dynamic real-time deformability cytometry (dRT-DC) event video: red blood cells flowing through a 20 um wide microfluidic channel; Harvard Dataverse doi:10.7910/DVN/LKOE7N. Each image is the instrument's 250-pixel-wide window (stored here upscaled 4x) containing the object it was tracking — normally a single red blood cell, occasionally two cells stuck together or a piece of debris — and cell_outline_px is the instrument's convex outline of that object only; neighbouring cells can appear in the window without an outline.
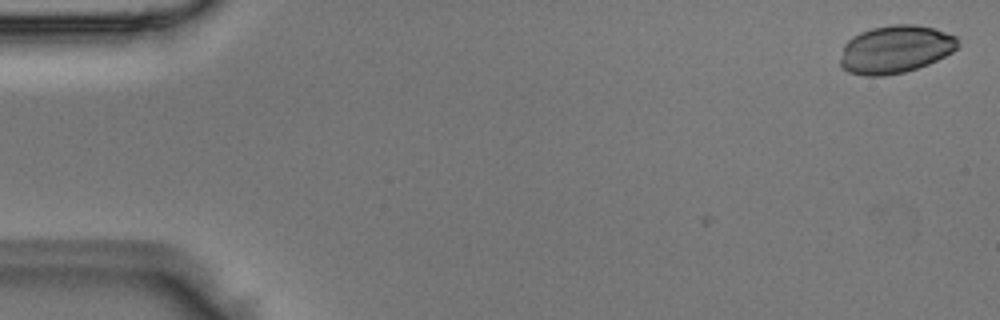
{"species": "Egyptian fruit bat (a non-hibernating species)", "species_latin": "Rousettus aegyptiacus", "temperature_condition": "room temperature", "stored_images_in_passage": 4, "camera_frame_rate_fps": 3000, "um_per_image_px": 0.085, "animal": {"sex": "male"}, "frame": {"image": 1, "passage_image": 1, "time_ms": 0.0, "image_size_px": [1000, 320], "cell_outline_px": [[960, 44], [952, 52], [928, 64], [904, 72], [884, 76], [864, 76], [848, 72], [840, 68], [840, 60], [844, 44], [852, 36], [860, 32], [872, 28], [892, 24], [916, 24], [932, 28], [956, 36]], "centroid_in_image_um": [76.07, 4.2], "position_along_channel_um": 8.9, "area_um2": 32.89}}